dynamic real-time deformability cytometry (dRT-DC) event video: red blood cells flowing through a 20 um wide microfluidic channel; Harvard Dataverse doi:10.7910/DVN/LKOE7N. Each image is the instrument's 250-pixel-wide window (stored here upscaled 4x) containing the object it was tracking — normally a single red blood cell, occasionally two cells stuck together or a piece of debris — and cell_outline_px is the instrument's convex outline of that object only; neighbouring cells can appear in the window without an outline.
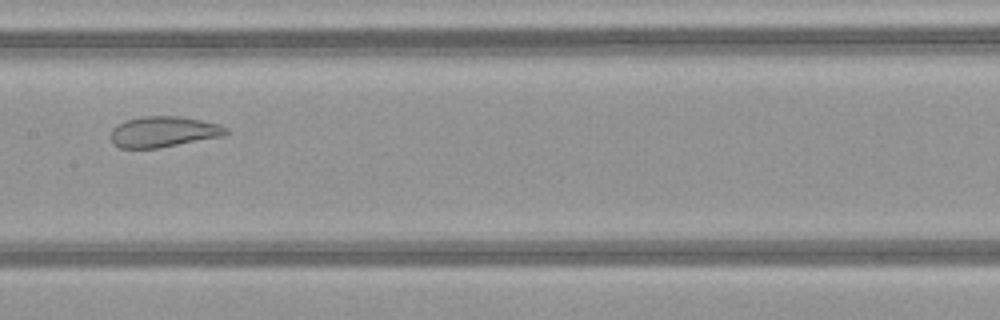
{"species": "common noctule bat (a hibernating species)", "species_latin": "Nyctalus noctula", "temperature_condition": "warm", "stored_images_in_passage": 33, "camera_frame_rate_fps": 3000, "um_per_image_px": 0.085, "animal": {"sex": "female", "body_mass_g": 21.9}, "frame": {"image": 1, "passage_image": 12, "time_ms": 3.667, "image_size_px": [1000, 320], "cell_outline_px": [[228, 132], [224, 136], [160, 148], [120, 148], [112, 144], [112, 128], [116, 124], [140, 116], [176, 116], [200, 120], [220, 124], [228, 128]], "centroid_in_image_um": [13.9, 11.21], "position_along_channel_um": 193.5, "area_um2": 20.75}}
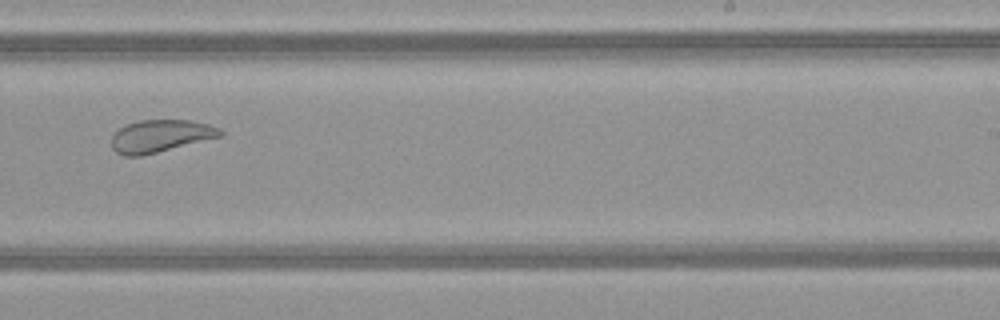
{"frame": {"image": 2, "passage_image": 18, "time_ms": 5.667, "image_size_px": [1000, 320], "cell_outline_px": [[224, 136], [140, 156], [124, 156], [116, 152], [112, 148], [112, 136], [124, 124], [140, 120], [192, 120], [208, 124], [220, 128], [224, 132]], "centroid_in_image_um": [13.66, 11.55], "position_along_channel_um": 275.3, "area_um2": 20.63}}
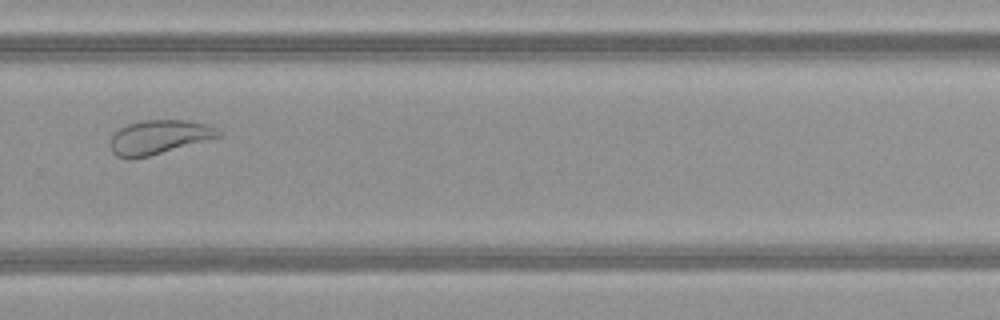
{"frame": {"image": 3, "passage_image": 21, "time_ms": 6.667, "image_size_px": [1000, 320], "cell_outline_px": [[220, 136], [148, 156], [116, 156], [112, 152], [108, 144], [108, 140], [120, 128], [128, 124], [144, 120], [188, 120], [208, 124], [216, 128], [220, 132]], "centroid_in_image_um": [13.49, 11.62], "position_along_channel_um": 316.3, "area_um2": 20.92}, "authors_computed_cell_mechanics": {"area_um2": 23.698, "velocity_mm_per_s": 4.1107, "shape_relaxation_time_tau1_ms": null, "shape_relaxation_time_tau2_ms": 1.1189, "deformation_change_tau1": null, "deformation_change_tau2": 0.0693}}